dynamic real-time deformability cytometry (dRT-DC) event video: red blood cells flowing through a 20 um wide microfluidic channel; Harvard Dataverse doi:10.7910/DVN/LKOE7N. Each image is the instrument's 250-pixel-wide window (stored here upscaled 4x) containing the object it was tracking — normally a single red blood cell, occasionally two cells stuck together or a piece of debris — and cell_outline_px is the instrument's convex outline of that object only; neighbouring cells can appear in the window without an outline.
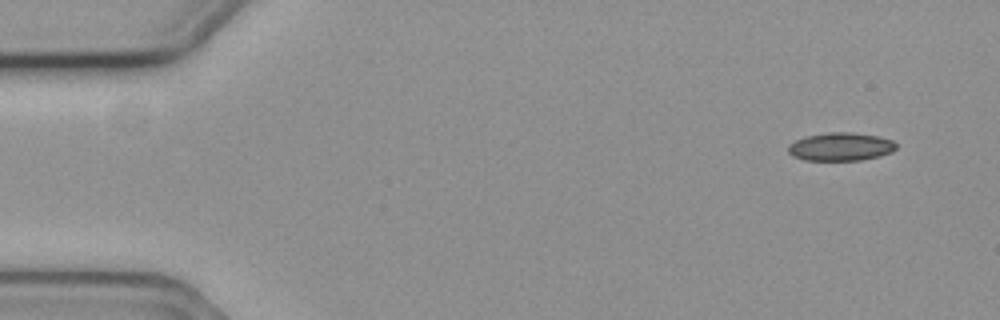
{"species": "common noctule bat (a hibernating species)", "species_latin": "Nyctalus noctula", "temperature_condition": "cold", "stored_images_in_passage": 2, "camera_frame_rate_fps": 3000, "um_per_image_px": 0.085, "animal": {"sex": "female", "body_mass_g": 19.3, "forearm_length_mm": 54.1}, "frame": {"image": 1, "passage_image": 2, "time_ms": 0.333, "image_size_px": [1000, 320], "cell_outline_px": [[896, 148], [892, 152], [880, 156], [860, 160], [804, 160], [792, 156], [788, 152], [788, 144], [804, 136], [828, 132], [852, 132], [876, 136], [892, 140], [896, 144]], "centroid_in_image_um": [71.43, 12.47], "position_along_channel_um": 13.6, "area_um2": 17.8}}